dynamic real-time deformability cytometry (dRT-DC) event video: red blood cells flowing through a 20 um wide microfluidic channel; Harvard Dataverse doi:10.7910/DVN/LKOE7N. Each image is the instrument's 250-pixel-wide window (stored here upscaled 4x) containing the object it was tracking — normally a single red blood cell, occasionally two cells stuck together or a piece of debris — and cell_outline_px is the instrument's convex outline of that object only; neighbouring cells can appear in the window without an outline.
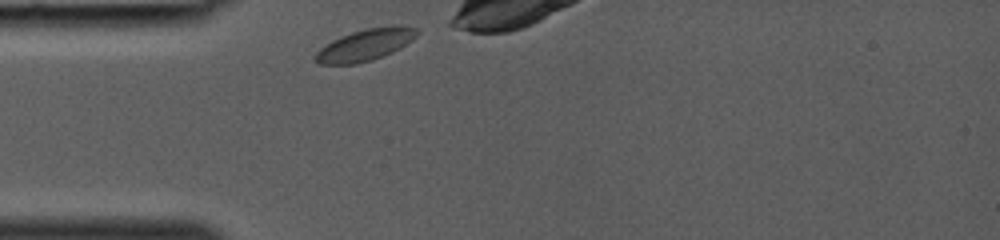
{"species": "common noctule bat (a hibernating species)", "species_latin": "Nyctalus noctula", "temperature_condition": "room temperature", "stored_images_in_passage": 22, "camera_frame_rate_fps": 3000, "um_per_image_px": 0.085, "animal": {"sex": "female", "body_mass_g": 19.0, "forearm_length_mm": 53.3}, "frame": {"image": 1, "passage_image": 1, "time_ms": 0.0, "image_size_px": [1000, 240], "cell_outline_px": [[420, 32], [412, 40], [392, 52], [384, 56], [372, 60], [356, 64], [320, 64], [312, 56], [320, 48], [332, 40], [340, 36], [364, 28], [396, 24], [400, 24], [416, 28]], "centroid_in_image_um": [31.06, 3.79], "position_along_channel_um": 53.9, "area_um2": 19.02}}
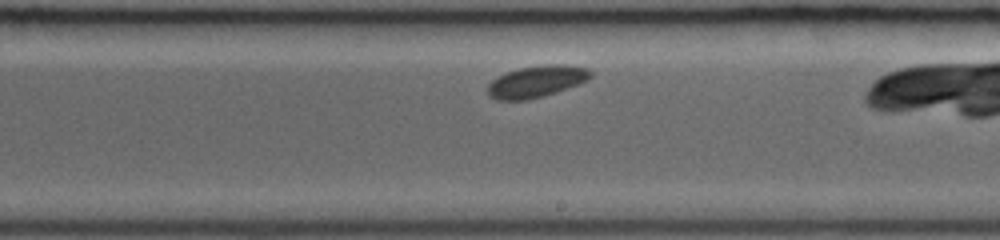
{"frame": {"image": 2, "passage_image": 13, "time_ms": 4.0, "image_size_px": [1000, 240], "cell_outline_px": [[592, 76], [588, 80], [556, 92], [528, 100], [496, 100], [488, 96], [488, 84], [496, 76], [520, 68], [548, 64], [564, 64], [588, 68], [592, 72]], "centroid_in_image_um": [45.59, 6.93], "position_along_channel_um": 243.4, "area_um2": 19.02}}